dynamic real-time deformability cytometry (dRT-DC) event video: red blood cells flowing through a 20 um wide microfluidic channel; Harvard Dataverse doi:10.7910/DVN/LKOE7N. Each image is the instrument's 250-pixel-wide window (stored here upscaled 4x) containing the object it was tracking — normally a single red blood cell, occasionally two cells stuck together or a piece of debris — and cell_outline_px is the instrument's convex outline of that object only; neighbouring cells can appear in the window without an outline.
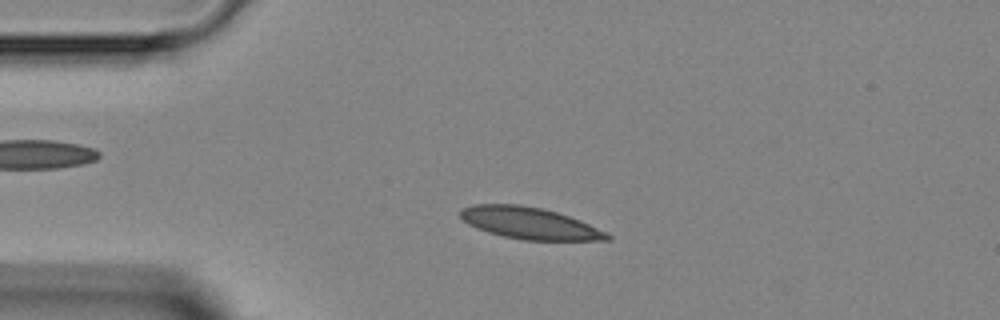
{"species": "Egyptian fruit bat (a non-hibernating species)", "species_latin": "Rousettus aegyptiacus", "temperature_condition": "room temperature", "stored_images_in_passage": 13, "camera_frame_rate_fps": 3000, "um_per_image_px": 0.085, "animal": {"sex": "female"}, "frame": {"image": 1, "passage_image": 2, "time_ms": 0.333, "image_size_px": [1000, 320], "cell_outline_px": [[612, 240], [524, 240], [504, 236], [488, 232], [476, 228], [468, 224], [460, 216], [460, 208], [472, 204], [520, 204], [540, 208], [556, 212], [580, 220], [608, 232], [612, 236]], "centroid_in_image_um": [45.01, 18.97], "position_along_channel_um": 40.0, "area_um2": 27.17}}
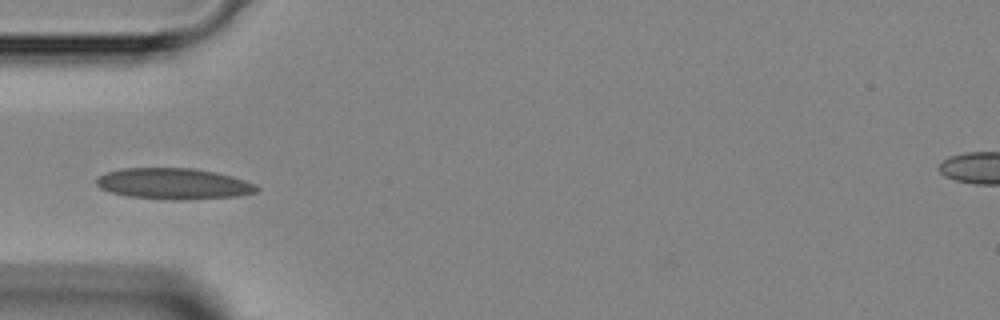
{"frame": {"image": 2, "passage_image": 6, "time_ms": 1.667, "image_size_px": [1000, 320], "cell_outline_px": [[260, 188], [256, 192], [240, 196], [184, 200], [168, 200], [128, 196], [112, 192], [100, 188], [96, 184], [96, 176], [108, 172], [124, 168], [192, 168], [216, 172], [232, 176], [256, 184]], "centroid_in_image_um": [14.78, 15.62], "position_along_channel_um": 70.2, "area_um2": 29.19}}
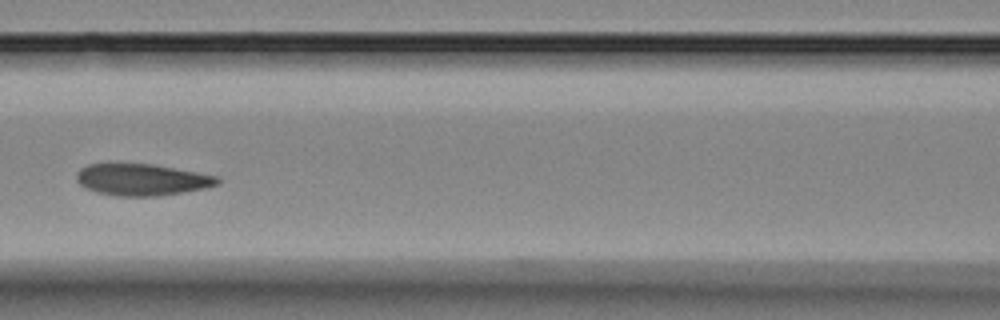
{"frame": {"image": 3, "passage_image": 12, "time_ms": 3.667, "image_size_px": [1000, 320], "cell_outline_px": [[220, 184], [204, 188], [184, 192], [156, 196], [116, 196], [96, 192], [80, 184], [76, 180], [76, 172], [80, 168], [88, 164], [108, 160], [152, 164], [220, 176]], "centroid_in_image_um": [12.0, 15.22], "position_along_channel_um": 154.6, "area_um2": 26.93}}